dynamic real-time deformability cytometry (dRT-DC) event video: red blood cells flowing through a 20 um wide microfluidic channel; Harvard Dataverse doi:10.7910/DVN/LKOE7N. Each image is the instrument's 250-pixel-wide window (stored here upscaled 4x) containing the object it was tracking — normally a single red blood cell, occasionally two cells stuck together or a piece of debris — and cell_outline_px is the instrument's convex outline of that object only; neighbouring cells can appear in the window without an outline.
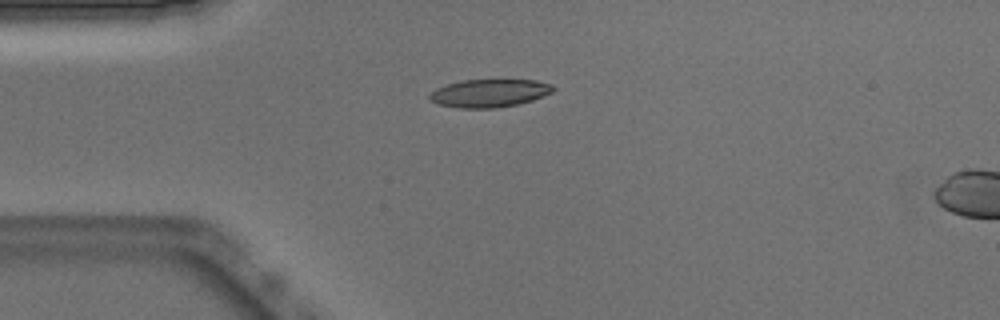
{"species": "Egyptian fruit bat (a non-hibernating species)", "species_latin": "Rousettus aegyptiacus", "temperature_condition": "warm", "stored_images_in_passage": 4, "camera_frame_rate_fps": 3000, "um_per_image_px": 0.085, "animal": {"sex": "male"}, "frame": {"image": 1, "passage_image": 1, "time_ms": 0.0, "image_size_px": [1000, 320], "cell_outline_px": [[556, 88], [552, 92], [532, 100], [516, 104], [492, 108], [456, 108], [440, 104], [428, 100], [428, 96], [436, 88], [448, 84], [464, 80], [536, 80], [552, 84]], "centroid_in_image_um": [41.59, 7.91], "position_along_channel_um": 43.4, "area_um2": 20.0}}